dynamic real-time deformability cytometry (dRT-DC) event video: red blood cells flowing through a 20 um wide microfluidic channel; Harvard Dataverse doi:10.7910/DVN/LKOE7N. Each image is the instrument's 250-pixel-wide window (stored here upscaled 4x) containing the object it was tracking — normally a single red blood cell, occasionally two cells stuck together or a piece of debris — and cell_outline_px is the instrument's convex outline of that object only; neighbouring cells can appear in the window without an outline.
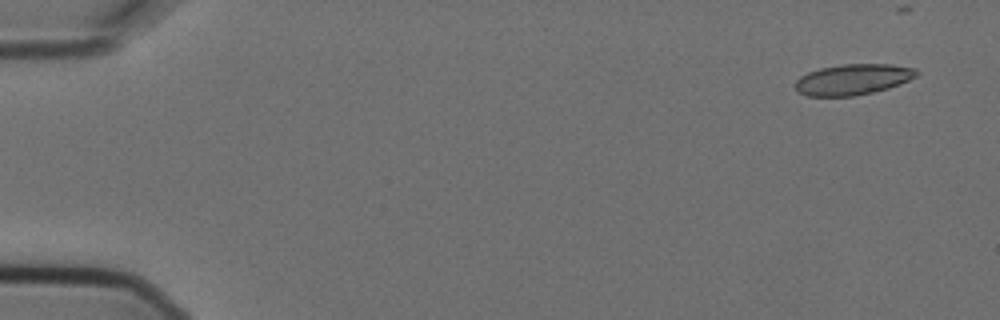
{"species": "Egyptian fruit bat (a non-hibernating species)", "species_latin": "Rousettus aegyptiacus", "temperature_condition": "cold", "stored_images_in_passage": 6, "segment_of_instrument_passage": [1, 2], "camera_frame_rate_fps": 3000, "um_per_image_px": 0.085, "animal": {"sex": "female"}, "frame": {"image": 1, "passage_image": 1, "time_ms": 0.0, "image_size_px": [1000, 320], "cell_outline_px": [[920, 72], [916, 76], [900, 84], [888, 88], [872, 92], [852, 96], [808, 96], [796, 92], [792, 84], [800, 76], [808, 72], [820, 68], [840, 64], [892, 64], [916, 68]], "centroid_in_image_um": [72.46, 6.75], "position_along_channel_um": 12.5, "area_um2": 22.02}}